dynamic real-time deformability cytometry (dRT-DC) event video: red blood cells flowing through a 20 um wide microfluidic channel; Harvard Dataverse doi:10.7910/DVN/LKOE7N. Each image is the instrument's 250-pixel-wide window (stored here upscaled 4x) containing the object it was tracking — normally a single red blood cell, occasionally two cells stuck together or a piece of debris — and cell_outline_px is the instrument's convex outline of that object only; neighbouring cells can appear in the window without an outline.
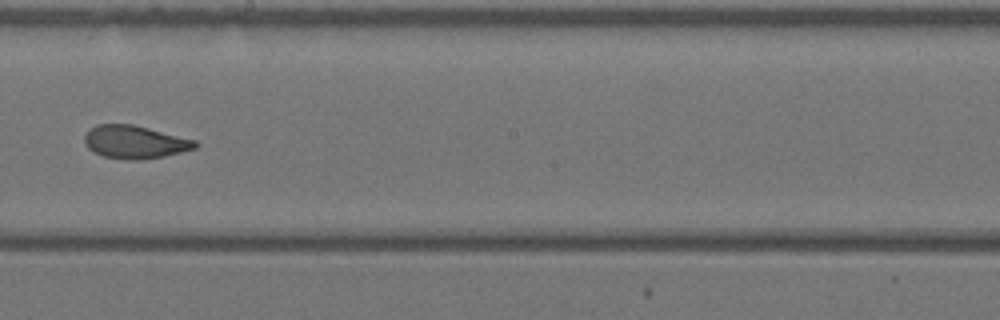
{"species": "Egyptian fruit bat (a non-hibernating species)", "species_latin": "Rousettus aegyptiacus", "temperature_condition": "warm", "stored_images_in_passage": 44, "camera_frame_rate_fps": 3000, "um_per_image_px": 0.085, "animal": {"sex": "female"}, "frame": {"image": 1, "passage_image": 26, "time_ms": 8.333, "image_size_px": [1000, 320], "cell_outline_px": [[200, 144], [196, 148], [164, 156], [140, 160], [132, 160], [104, 156], [92, 152], [84, 144], [84, 136], [96, 124], [132, 124], [196, 140]], "centroid_in_image_um": [11.46, 12.07], "position_along_channel_um": 236.7, "area_um2": 21.21}}